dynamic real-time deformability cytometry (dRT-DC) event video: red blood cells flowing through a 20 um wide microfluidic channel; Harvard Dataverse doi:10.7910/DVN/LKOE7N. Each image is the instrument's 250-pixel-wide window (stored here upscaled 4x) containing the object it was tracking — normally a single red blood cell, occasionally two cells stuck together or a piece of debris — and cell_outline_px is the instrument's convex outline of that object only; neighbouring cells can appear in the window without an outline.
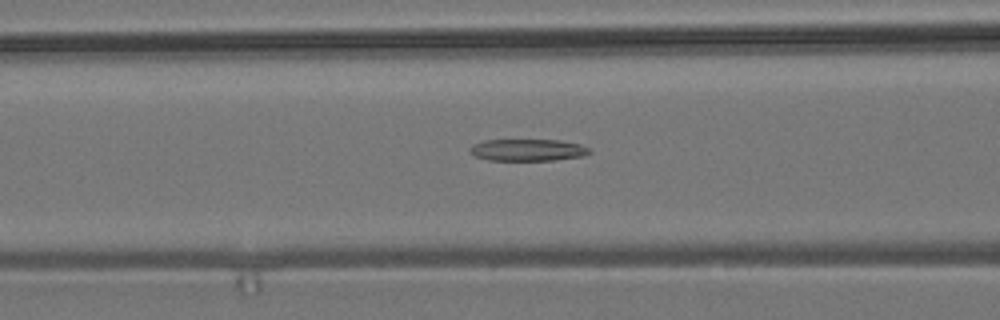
{"species": "common noctule bat (a hibernating species)", "species_latin": "Nyctalus noctula", "temperature_condition": "room temperature", "stored_images_in_passage": 36, "camera_frame_rate_fps": 3000, "um_per_image_px": 0.085, "animal": {"sex": "male", "body_mass_g": 19.2, "forearm_length_mm": 51.8}, "frame": {"image": 1, "passage_image": 7, "time_ms": 2.0, "image_size_px": [1000, 320], "cell_outline_px": [[592, 152], [584, 156], [556, 160], [488, 160], [476, 156], [468, 148], [472, 144], [484, 140], [560, 140], [580, 144], [588, 148]], "centroid_in_image_um": [44.87, 12.74], "position_along_channel_um": 121.7, "area_um2": 15.26}}
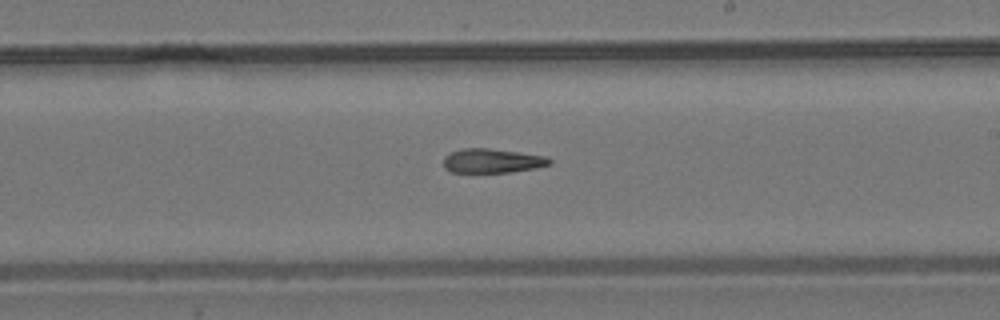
{"frame": {"image": 2, "passage_image": 17, "time_ms": 5.333, "image_size_px": [1000, 320], "cell_outline_px": [[552, 164], [536, 168], [508, 172], [452, 172], [444, 168], [444, 156], [452, 152], [464, 148], [488, 148], [544, 156], [552, 160]], "centroid_in_image_um": [41.83, 13.67], "position_along_channel_um": 247.2, "area_um2": 14.8}}
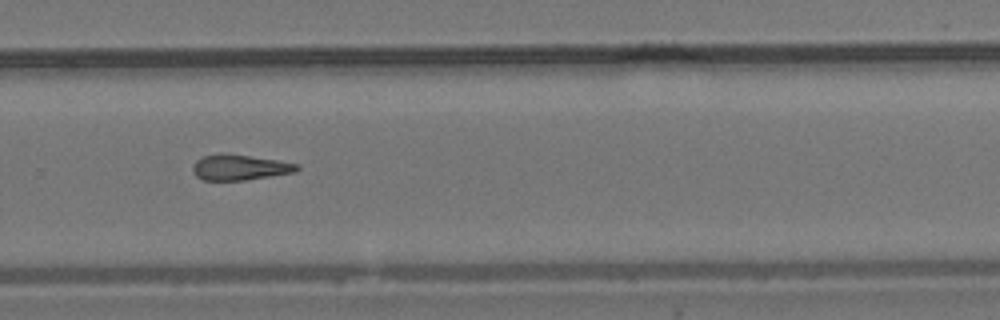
{"frame": {"image": 3, "passage_image": 22, "time_ms": 7.0, "image_size_px": [1000, 320], "cell_outline_px": [[300, 168], [296, 172], [244, 180], [204, 180], [196, 176], [192, 168], [192, 164], [196, 160], [204, 156], [220, 152], [228, 152], [300, 164]], "centroid_in_image_um": [20.37, 14.2], "position_along_channel_um": 309.4, "area_um2": 15.72}}